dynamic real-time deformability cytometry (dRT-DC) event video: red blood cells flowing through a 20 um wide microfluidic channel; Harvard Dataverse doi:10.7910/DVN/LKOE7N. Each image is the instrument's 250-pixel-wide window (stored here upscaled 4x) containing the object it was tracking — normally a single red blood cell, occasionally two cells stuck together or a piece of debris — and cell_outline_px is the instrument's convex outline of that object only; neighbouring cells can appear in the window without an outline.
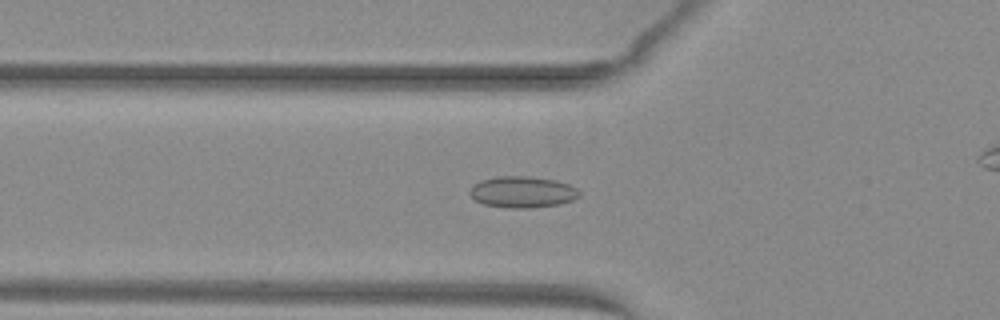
{"species": "common noctule bat (a hibernating species)", "species_latin": "Nyctalus noctula", "temperature_condition": "warm", "stored_images_in_passage": 47, "camera_frame_rate_fps": 3000, "um_per_image_px": 0.085, "animal": {"sex": "female", "body_mass_g": 29.2, "forearm_length_mm": 56.3}, "frame": {"image": 1, "passage_image": 20, "time_ms": 6.333, "image_size_px": [1000, 320], "cell_outline_px": [[580, 196], [572, 200], [560, 204], [532, 208], [504, 208], [484, 204], [476, 200], [468, 192], [480, 180], [496, 176], [524, 176], [556, 180], [568, 184], [576, 188], [580, 192]], "centroid_in_image_um": [44.42, 16.33], "position_along_channel_um": 81.4, "area_um2": 20.0}}
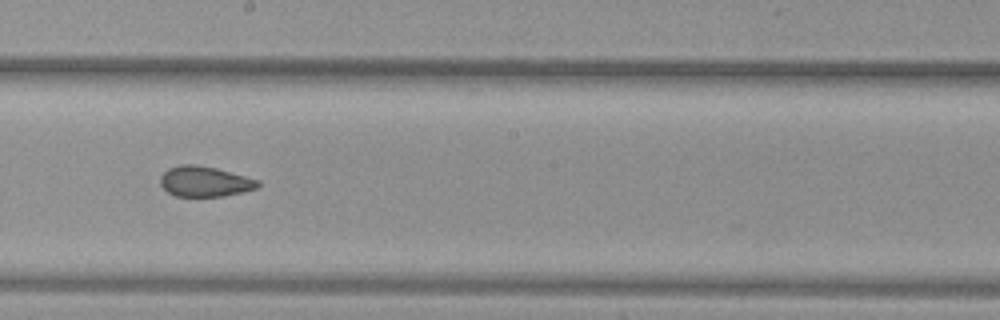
{"frame": {"image": 2, "passage_image": 31, "time_ms": 10.0, "image_size_px": [1000, 320], "cell_outline_px": [[260, 184], [256, 188], [240, 192], [220, 196], [176, 196], [168, 192], [160, 184], [160, 176], [168, 168], [180, 164], [196, 164], [216, 168], [260, 180]], "centroid_in_image_um": [17.37, 15.41], "position_along_channel_um": 230.8, "area_um2": 17.17}}
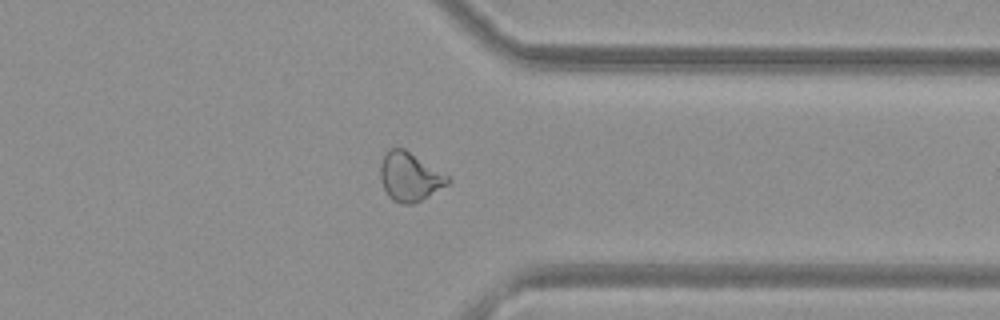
{"frame": {"image": 3, "passage_image": 42, "time_ms": 13.667, "image_size_px": [1000, 320], "cell_outline_px": [[452, 180], [448, 184], [420, 200], [412, 204], [400, 204], [392, 200], [388, 196], [384, 188], [380, 176], [380, 164], [384, 152], [388, 148], [404, 148], [452, 176]], "centroid_in_image_um": [34.84, 14.99], "position_along_channel_um": 376.6, "area_um2": 19.48}}